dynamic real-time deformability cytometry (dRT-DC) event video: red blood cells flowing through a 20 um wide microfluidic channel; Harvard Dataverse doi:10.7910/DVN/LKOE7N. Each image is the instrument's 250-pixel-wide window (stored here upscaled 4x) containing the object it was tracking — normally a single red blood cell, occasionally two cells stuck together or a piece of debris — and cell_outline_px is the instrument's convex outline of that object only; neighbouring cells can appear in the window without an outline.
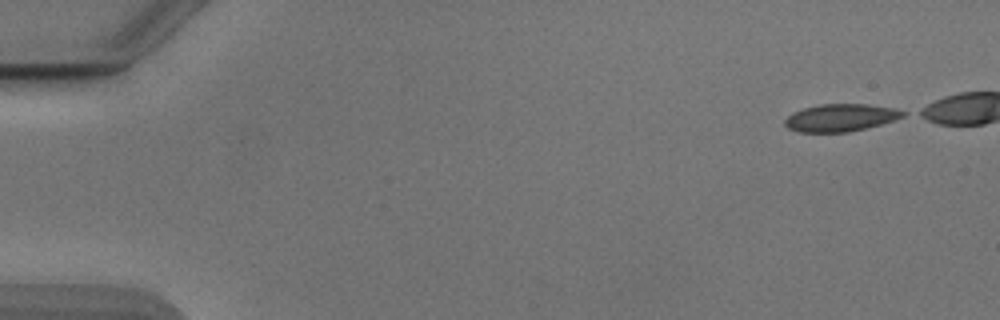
{"species": "Egyptian fruit bat (a non-hibernating species)", "species_latin": "Rousettus aegyptiacus", "temperature_condition": "cold", "stored_images_in_passage": 44, "camera_frame_rate_fps": 3000, "um_per_image_px": 0.085, "animal": {"sex": "male"}, "frame": {"image": 1, "passage_image": 1, "time_ms": 0.0, "image_size_px": [1000, 320], "cell_outline_px": [[908, 112], [904, 116], [880, 124], [848, 132], [800, 132], [788, 128], [784, 124], [784, 120], [792, 112], [804, 108], [820, 104], [868, 104], [896, 108]], "centroid_in_image_um": [71.44, 9.99], "position_along_channel_um": 13.6, "area_um2": 18.84}}
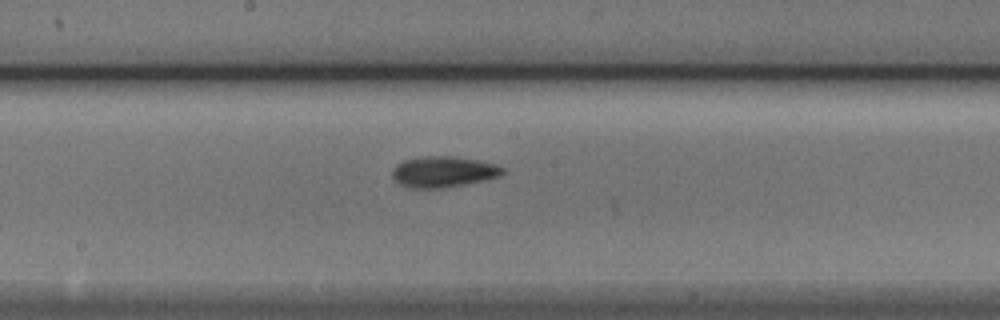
{"frame": {"image": 2, "passage_image": 26, "time_ms": 8.333, "image_size_px": [1000, 320], "cell_outline_px": [[504, 172], [500, 176], [484, 180], [444, 188], [408, 188], [400, 184], [392, 176], [392, 172], [396, 164], [404, 160], [424, 156], [456, 156], [496, 164], [504, 168]], "centroid_in_image_um": [37.68, 14.6], "position_along_channel_um": 210.5, "area_um2": 19.88}}
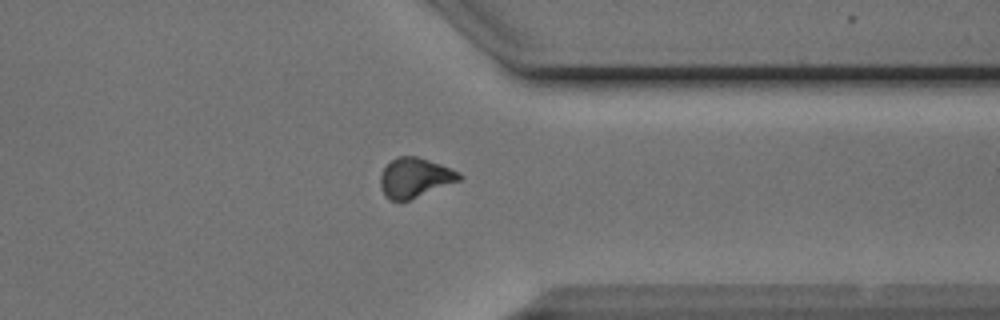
{"frame": {"image": 3, "passage_image": 39, "time_ms": 12.667, "image_size_px": [1000, 320], "cell_outline_px": [[464, 176], [460, 180], [408, 200], [392, 200], [384, 196], [380, 184], [380, 176], [384, 168], [396, 156], [416, 156], [440, 164], [460, 172]], "centroid_in_image_um": [35.26, 15.09], "position_along_channel_um": 376.1, "area_um2": 17.98}, "authors_computed_cell_mechanics": {"area_um2": 19.0451, "velocity_mm_per_s": 3.895, "shape_relaxation_time_tau1_ms": 2.5056, "shape_relaxation_time_tau2_ms": 5.7186, "deformation_change_tau1": 0.0916, "deformation_change_tau2": 0.1123}}